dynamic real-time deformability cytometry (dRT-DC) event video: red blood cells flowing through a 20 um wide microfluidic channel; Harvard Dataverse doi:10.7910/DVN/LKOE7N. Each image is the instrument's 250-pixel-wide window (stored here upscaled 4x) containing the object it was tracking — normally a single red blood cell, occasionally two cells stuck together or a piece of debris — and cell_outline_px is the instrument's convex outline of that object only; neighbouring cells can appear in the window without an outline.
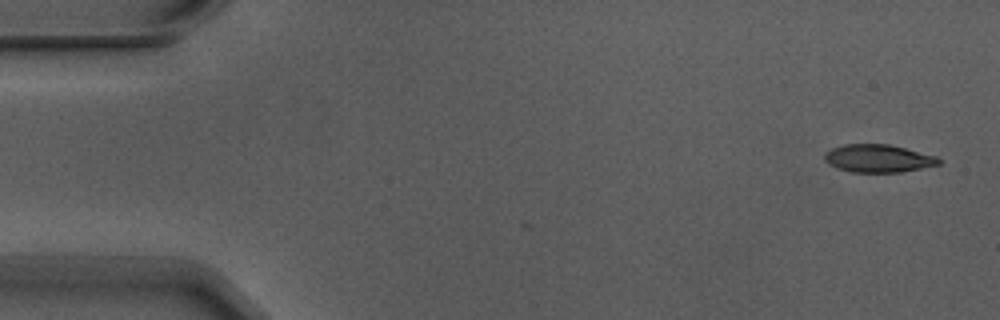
{"species": "Egyptian fruit bat (a non-hibernating species)", "species_latin": "Rousettus aegyptiacus", "temperature_condition": "warm", "stored_images_in_passage": 4, "camera_frame_rate_fps": 3000, "um_per_image_px": 0.085, "animal": {"sex": "male"}, "frame": {"image": 1, "passage_image": 1, "time_ms": 0.0, "image_size_px": [1000, 320], "cell_outline_px": [[940, 164], [900, 172], [852, 172], [836, 168], [828, 164], [824, 160], [824, 156], [832, 148], [844, 144], [888, 144], [936, 156], [940, 160]], "centroid_in_image_um": [74.61, 13.47], "position_along_channel_um": 10.4, "area_um2": 18.32}}
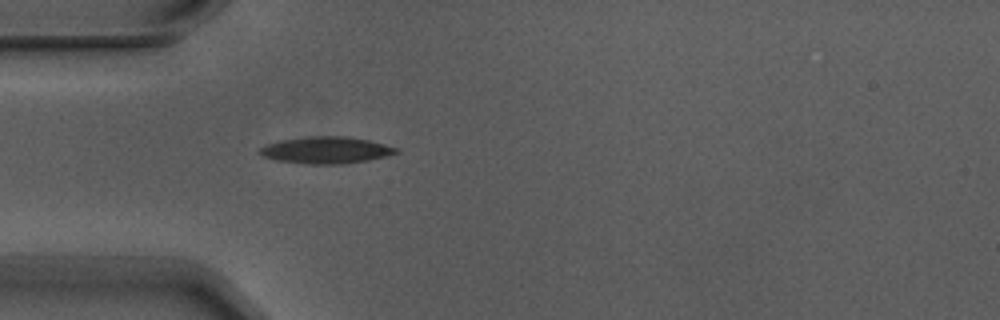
{"frame": {"image": 2, "passage_image": 4, "time_ms": 1.0, "image_size_px": [1000, 320], "cell_outline_px": [[400, 152], [368, 160], [344, 164], [308, 164], [280, 160], [264, 156], [260, 152], [260, 148], [268, 144], [280, 140], [308, 136], [348, 136], [368, 140], [400, 148]], "centroid_in_image_um": [27.78, 12.75], "position_along_channel_um": 57.2, "area_um2": 21.1}}